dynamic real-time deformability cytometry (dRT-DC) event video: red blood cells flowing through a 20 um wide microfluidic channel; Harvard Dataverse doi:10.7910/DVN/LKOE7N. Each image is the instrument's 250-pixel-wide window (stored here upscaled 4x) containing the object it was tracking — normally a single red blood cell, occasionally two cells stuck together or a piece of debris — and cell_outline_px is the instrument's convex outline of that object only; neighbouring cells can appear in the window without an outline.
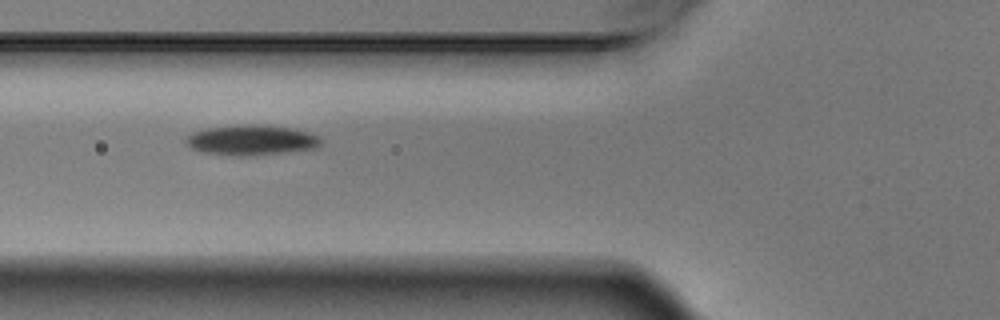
{"species": "Egyptian fruit bat (a non-hibernating species)", "species_latin": "Rousettus aegyptiacus", "temperature_condition": "warm", "stored_images_in_passage": 6, "camera_frame_rate_fps": 3000, "um_per_image_px": 0.085, "animal": {"sex": "male"}, "frame": {"image": 1, "passage_image": 3, "time_ms": 0.667, "image_size_px": [1000, 320], "cell_outline_px": [[324, 140], [320, 144], [312, 148], [288, 152], [252, 156], [240, 156], [204, 152], [192, 148], [184, 140], [192, 132], [208, 128], [244, 124], [252, 124], [292, 128], [308, 132], [320, 136]], "centroid_in_image_um": [21.4, 11.91], "position_along_channel_um": 104.4, "area_um2": 23.64}}
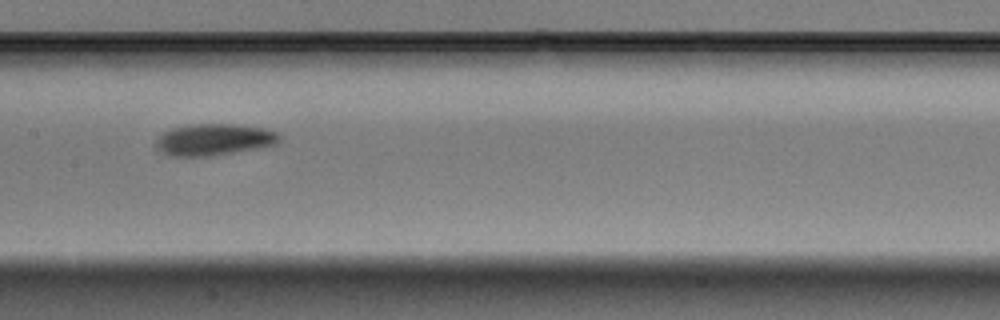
{"frame": {"image": 2, "passage_image": 5, "time_ms": 1.333, "image_size_px": [1000, 320], "cell_outline_px": [[280, 140], [276, 144], [260, 148], [212, 156], [168, 156], [156, 144], [156, 140], [164, 132], [172, 128], [188, 124], [236, 124], [264, 128], [276, 132], [280, 136]], "centroid_in_image_um": [18.23, 11.86], "position_along_channel_um": 189.2, "area_um2": 22.72}}
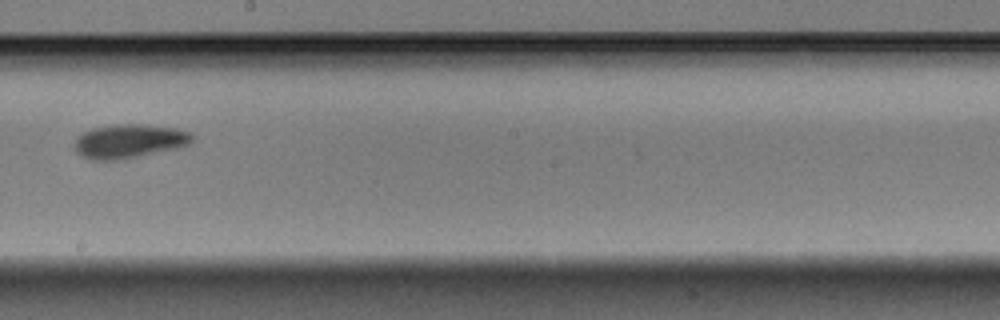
{"frame": {"image": 3, "passage_image": 6, "time_ms": 1.667, "image_size_px": [1000, 320], "cell_outline_px": [[192, 140], [188, 144], [180, 148], [124, 160], [88, 160], [80, 156], [72, 148], [72, 144], [76, 136], [92, 128], [116, 124], [144, 124], [176, 128], [188, 132], [192, 136]], "centroid_in_image_um": [10.91, 12.02], "position_along_channel_um": 237.3, "area_um2": 23.87}}